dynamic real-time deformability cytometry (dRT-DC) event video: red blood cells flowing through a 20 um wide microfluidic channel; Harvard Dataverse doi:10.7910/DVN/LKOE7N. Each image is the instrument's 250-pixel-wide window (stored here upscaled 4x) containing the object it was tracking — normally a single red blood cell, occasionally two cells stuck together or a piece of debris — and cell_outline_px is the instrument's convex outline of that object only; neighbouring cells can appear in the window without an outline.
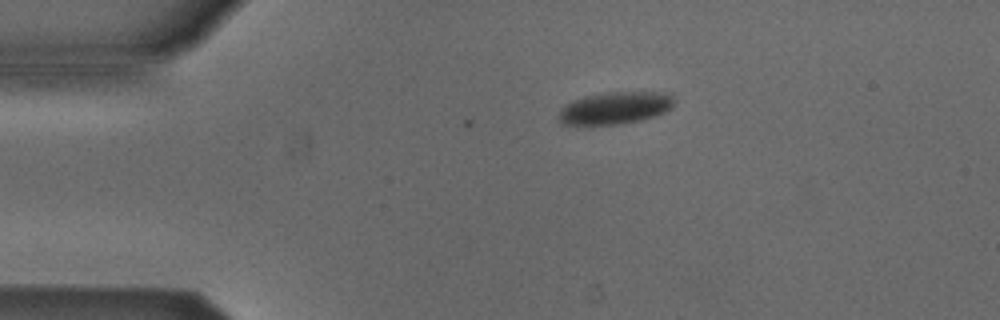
{"species": "Egyptian fruit bat (a non-hibernating species)", "species_latin": "Rousettus aegyptiacus", "temperature_condition": "cold", "stored_images_in_passage": 4, "camera_frame_rate_fps": 3000, "um_per_image_px": 0.085, "animal": {"sex": "male"}, "frame": {"image": 1, "passage_image": 1, "time_ms": 0.0, "image_size_px": [1000, 320], "cell_outline_px": [[676, 100], [672, 108], [664, 112], [640, 120], [620, 124], [560, 124], [556, 120], [556, 116], [560, 108], [564, 104], [572, 100], [584, 96], [608, 92], [672, 92]], "centroid_in_image_um": [52.26, 9.16], "position_along_channel_um": 32.7, "area_um2": 22.08}}
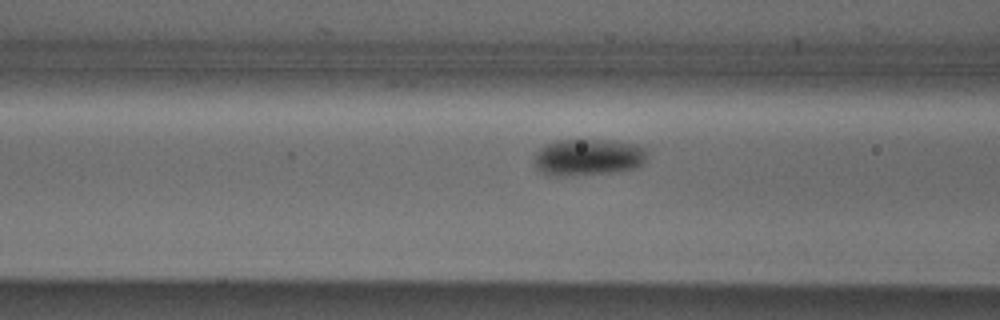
{"frame": {"image": 2, "passage_image": 4, "time_ms": 1.0, "image_size_px": [1000, 320], "cell_outline_px": [[644, 160], [636, 168], [616, 172], [572, 176], [548, 176], [536, 168], [532, 160], [536, 152], [544, 144], [556, 140], [612, 140], [636, 144], [644, 148]], "centroid_in_image_um": [49.91, 13.37], "position_along_channel_um": 116.7, "area_um2": 24.45}}